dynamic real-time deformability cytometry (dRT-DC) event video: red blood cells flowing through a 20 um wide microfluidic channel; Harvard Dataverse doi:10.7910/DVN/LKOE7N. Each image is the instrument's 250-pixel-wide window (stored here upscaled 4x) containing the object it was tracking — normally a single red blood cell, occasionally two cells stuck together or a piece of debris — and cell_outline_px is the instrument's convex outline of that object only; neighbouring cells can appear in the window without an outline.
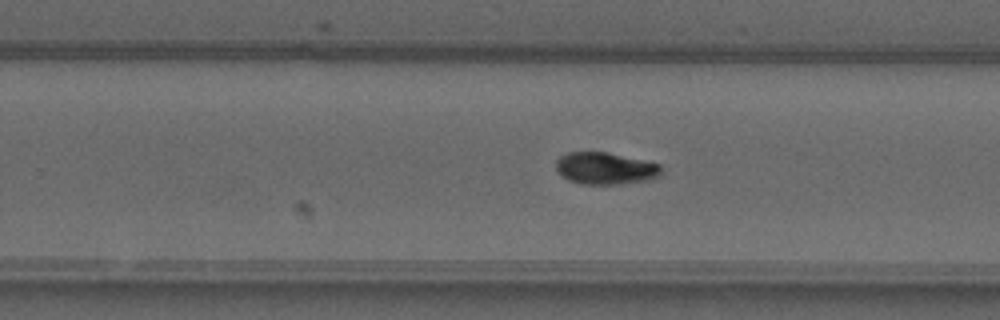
{"species": "common noctule bat (a hibernating species)", "species_latin": "Nyctalus noctula", "temperature_condition": "warm", "stored_images_in_passage": 41, "camera_frame_rate_fps": 3000, "um_per_image_px": 0.085, "animal": {"sex": "male", "forearm_length_mm": 52.5}, "frame": {"image": 1, "passage_image": 30, "time_ms": 9.667, "image_size_px": [1000, 320], "cell_outline_px": [[660, 176], [648, 180], [620, 184], [580, 184], [568, 180], [556, 168], [556, 160], [560, 156], [568, 152], [604, 152], [660, 164]], "centroid_in_image_um": [51.43, 14.32], "position_along_channel_um": 278.4, "area_um2": 19.36}}